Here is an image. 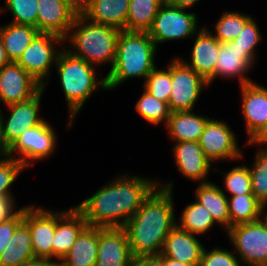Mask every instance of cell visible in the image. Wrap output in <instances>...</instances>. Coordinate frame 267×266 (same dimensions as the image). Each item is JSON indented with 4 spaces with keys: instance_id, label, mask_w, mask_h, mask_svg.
I'll use <instances>...</instances> for the list:
<instances>
[{
    "instance_id": "26",
    "label": "cell",
    "mask_w": 267,
    "mask_h": 266,
    "mask_svg": "<svg viewBox=\"0 0 267 266\" xmlns=\"http://www.w3.org/2000/svg\"><path fill=\"white\" fill-rule=\"evenodd\" d=\"M98 255V227L87 226L61 260L67 266H95Z\"/></svg>"
},
{
    "instance_id": "22",
    "label": "cell",
    "mask_w": 267,
    "mask_h": 266,
    "mask_svg": "<svg viewBox=\"0 0 267 266\" xmlns=\"http://www.w3.org/2000/svg\"><path fill=\"white\" fill-rule=\"evenodd\" d=\"M204 246L192 233L177 225L167 235L161 255L193 266H200Z\"/></svg>"
},
{
    "instance_id": "41",
    "label": "cell",
    "mask_w": 267,
    "mask_h": 266,
    "mask_svg": "<svg viewBox=\"0 0 267 266\" xmlns=\"http://www.w3.org/2000/svg\"><path fill=\"white\" fill-rule=\"evenodd\" d=\"M24 206L7 220L0 222V258L16 228L23 222Z\"/></svg>"
},
{
    "instance_id": "11",
    "label": "cell",
    "mask_w": 267,
    "mask_h": 266,
    "mask_svg": "<svg viewBox=\"0 0 267 266\" xmlns=\"http://www.w3.org/2000/svg\"><path fill=\"white\" fill-rule=\"evenodd\" d=\"M198 143L212 163L223 160L235 161L243 157L235 132L223 120L210 118Z\"/></svg>"
},
{
    "instance_id": "25",
    "label": "cell",
    "mask_w": 267,
    "mask_h": 266,
    "mask_svg": "<svg viewBox=\"0 0 267 266\" xmlns=\"http://www.w3.org/2000/svg\"><path fill=\"white\" fill-rule=\"evenodd\" d=\"M195 199L210 212L216 224L225 227L226 232L230 229L228 196L220 186L211 181L198 183Z\"/></svg>"
},
{
    "instance_id": "31",
    "label": "cell",
    "mask_w": 267,
    "mask_h": 266,
    "mask_svg": "<svg viewBox=\"0 0 267 266\" xmlns=\"http://www.w3.org/2000/svg\"><path fill=\"white\" fill-rule=\"evenodd\" d=\"M181 214V222L176 221V225L196 236L208 232L216 225L210 212L196 201L183 208Z\"/></svg>"
},
{
    "instance_id": "43",
    "label": "cell",
    "mask_w": 267,
    "mask_h": 266,
    "mask_svg": "<svg viewBox=\"0 0 267 266\" xmlns=\"http://www.w3.org/2000/svg\"><path fill=\"white\" fill-rule=\"evenodd\" d=\"M14 200V197H0V222L7 220L19 210Z\"/></svg>"
},
{
    "instance_id": "45",
    "label": "cell",
    "mask_w": 267,
    "mask_h": 266,
    "mask_svg": "<svg viewBox=\"0 0 267 266\" xmlns=\"http://www.w3.org/2000/svg\"><path fill=\"white\" fill-rule=\"evenodd\" d=\"M247 147L249 145H267V124L266 126L251 140V141H246L245 143Z\"/></svg>"
},
{
    "instance_id": "3",
    "label": "cell",
    "mask_w": 267,
    "mask_h": 266,
    "mask_svg": "<svg viewBox=\"0 0 267 266\" xmlns=\"http://www.w3.org/2000/svg\"><path fill=\"white\" fill-rule=\"evenodd\" d=\"M157 47L148 32L120 31L115 60L105 75L107 90H113L123 82L143 78L156 68Z\"/></svg>"
},
{
    "instance_id": "8",
    "label": "cell",
    "mask_w": 267,
    "mask_h": 266,
    "mask_svg": "<svg viewBox=\"0 0 267 266\" xmlns=\"http://www.w3.org/2000/svg\"><path fill=\"white\" fill-rule=\"evenodd\" d=\"M235 253L246 266H267V226L258 220L232 226L227 231Z\"/></svg>"
},
{
    "instance_id": "9",
    "label": "cell",
    "mask_w": 267,
    "mask_h": 266,
    "mask_svg": "<svg viewBox=\"0 0 267 266\" xmlns=\"http://www.w3.org/2000/svg\"><path fill=\"white\" fill-rule=\"evenodd\" d=\"M57 141L56 132L44 119L39 125L23 131L10 147L9 157L20 161L27 169L34 165L36 160L51 156L56 149Z\"/></svg>"
},
{
    "instance_id": "18",
    "label": "cell",
    "mask_w": 267,
    "mask_h": 266,
    "mask_svg": "<svg viewBox=\"0 0 267 266\" xmlns=\"http://www.w3.org/2000/svg\"><path fill=\"white\" fill-rule=\"evenodd\" d=\"M132 256L123 228L98 227V255L95 266H128Z\"/></svg>"
},
{
    "instance_id": "46",
    "label": "cell",
    "mask_w": 267,
    "mask_h": 266,
    "mask_svg": "<svg viewBox=\"0 0 267 266\" xmlns=\"http://www.w3.org/2000/svg\"><path fill=\"white\" fill-rule=\"evenodd\" d=\"M54 260L47 258L35 257L33 259L27 260L20 266H51Z\"/></svg>"
},
{
    "instance_id": "51",
    "label": "cell",
    "mask_w": 267,
    "mask_h": 266,
    "mask_svg": "<svg viewBox=\"0 0 267 266\" xmlns=\"http://www.w3.org/2000/svg\"><path fill=\"white\" fill-rule=\"evenodd\" d=\"M260 219L267 226V203L263 204L262 207H261Z\"/></svg>"
},
{
    "instance_id": "21",
    "label": "cell",
    "mask_w": 267,
    "mask_h": 266,
    "mask_svg": "<svg viewBox=\"0 0 267 266\" xmlns=\"http://www.w3.org/2000/svg\"><path fill=\"white\" fill-rule=\"evenodd\" d=\"M194 44L190 51V60L178 58L197 74L208 80L214 74V68L219 54L221 42L216 39L212 31L207 27L201 29L195 34Z\"/></svg>"
},
{
    "instance_id": "16",
    "label": "cell",
    "mask_w": 267,
    "mask_h": 266,
    "mask_svg": "<svg viewBox=\"0 0 267 266\" xmlns=\"http://www.w3.org/2000/svg\"><path fill=\"white\" fill-rule=\"evenodd\" d=\"M239 88L247 141H251L267 124V87L254 81Z\"/></svg>"
},
{
    "instance_id": "29",
    "label": "cell",
    "mask_w": 267,
    "mask_h": 266,
    "mask_svg": "<svg viewBox=\"0 0 267 266\" xmlns=\"http://www.w3.org/2000/svg\"><path fill=\"white\" fill-rule=\"evenodd\" d=\"M164 0H130L124 31L148 32Z\"/></svg>"
},
{
    "instance_id": "38",
    "label": "cell",
    "mask_w": 267,
    "mask_h": 266,
    "mask_svg": "<svg viewBox=\"0 0 267 266\" xmlns=\"http://www.w3.org/2000/svg\"><path fill=\"white\" fill-rule=\"evenodd\" d=\"M24 169V165L14 158H0V197H14L10 187Z\"/></svg>"
},
{
    "instance_id": "49",
    "label": "cell",
    "mask_w": 267,
    "mask_h": 266,
    "mask_svg": "<svg viewBox=\"0 0 267 266\" xmlns=\"http://www.w3.org/2000/svg\"><path fill=\"white\" fill-rule=\"evenodd\" d=\"M3 10H5L3 7H0V13L4 12ZM11 61L7 56L6 50L4 48V45L0 39V68H2L5 65L10 64Z\"/></svg>"
},
{
    "instance_id": "7",
    "label": "cell",
    "mask_w": 267,
    "mask_h": 266,
    "mask_svg": "<svg viewBox=\"0 0 267 266\" xmlns=\"http://www.w3.org/2000/svg\"><path fill=\"white\" fill-rule=\"evenodd\" d=\"M63 41L57 35L38 33L16 63L45 89L51 76V68L55 66L58 54L62 50L57 48V44H63Z\"/></svg>"
},
{
    "instance_id": "15",
    "label": "cell",
    "mask_w": 267,
    "mask_h": 266,
    "mask_svg": "<svg viewBox=\"0 0 267 266\" xmlns=\"http://www.w3.org/2000/svg\"><path fill=\"white\" fill-rule=\"evenodd\" d=\"M255 59L246 51L236 47L232 41L221 43L214 74L207 80L209 85L215 78L239 79V85L254 82L245 74L252 69Z\"/></svg>"
},
{
    "instance_id": "52",
    "label": "cell",
    "mask_w": 267,
    "mask_h": 266,
    "mask_svg": "<svg viewBox=\"0 0 267 266\" xmlns=\"http://www.w3.org/2000/svg\"><path fill=\"white\" fill-rule=\"evenodd\" d=\"M51 266H67L61 260L56 261L54 260Z\"/></svg>"
},
{
    "instance_id": "14",
    "label": "cell",
    "mask_w": 267,
    "mask_h": 266,
    "mask_svg": "<svg viewBox=\"0 0 267 266\" xmlns=\"http://www.w3.org/2000/svg\"><path fill=\"white\" fill-rule=\"evenodd\" d=\"M42 88L38 81L15 62L0 68V101L5 106L29 100Z\"/></svg>"
},
{
    "instance_id": "50",
    "label": "cell",
    "mask_w": 267,
    "mask_h": 266,
    "mask_svg": "<svg viewBox=\"0 0 267 266\" xmlns=\"http://www.w3.org/2000/svg\"><path fill=\"white\" fill-rule=\"evenodd\" d=\"M164 266H193V265L164 257Z\"/></svg>"
},
{
    "instance_id": "39",
    "label": "cell",
    "mask_w": 267,
    "mask_h": 266,
    "mask_svg": "<svg viewBox=\"0 0 267 266\" xmlns=\"http://www.w3.org/2000/svg\"><path fill=\"white\" fill-rule=\"evenodd\" d=\"M262 39L256 20L252 17L243 27L242 31L232 41L241 50L248 52L256 59V48Z\"/></svg>"
},
{
    "instance_id": "36",
    "label": "cell",
    "mask_w": 267,
    "mask_h": 266,
    "mask_svg": "<svg viewBox=\"0 0 267 266\" xmlns=\"http://www.w3.org/2000/svg\"><path fill=\"white\" fill-rule=\"evenodd\" d=\"M224 174V186L225 191L232 196L253 194L251 185V176L249 172V167L242 163V165L234 166L228 172H221Z\"/></svg>"
},
{
    "instance_id": "27",
    "label": "cell",
    "mask_w": 267,
    "mask_h": 266,
    "mask_svg": "<svg viewBox=\"0 0 267 266\" xmlns=\"http://www.w3.org/2000/svg\"><path fill=\"white\" fill-rule=\"evenodd\" d=\"M38 29L29 25L7 23L0 25V39L11 62H17L25 49L30 45Z\"/></svg>"
},
{
    "instance_id": "6",
    "label": "cell",
    "mask_w": 267,
    "mask_h": 266,
    "mask_svg": "<svg viewBox=\"0 0 267 266\" xmlns=\"http://www.w3.org/2000/svg\"><path fill=\"white\" fill-rule=\"evenodd\" d=\"M187 11L186 8L175 7L165 2L159 7L152 27L148 30L156 47L166 41L194 37L201 29L197 27V14Z\"/></svg>"
},
{
    "instance_id": "28",
    "label": "cell",
    "mask_w": 267,
    "mask_h": 266,
    "mask_svg": "<svg viewBox=\"0 0 267 266\" xmlns=\"http://www.w3.org/2000/svg\"><path fill=\"white\" fill-rule=\"evenodd\" d=\"M35 258L28 227L22 222L14 231L0 258V266H20Z\"/></svg>"
},
{
    "instance_id": "19",
    "label": "cell",
    "mask_w": 267,
    "mask_h": 266,
    "mask_svg": "<svg viewBox=\"0 0 267 266\" xmlns=\"http://www.w3.org/2000/svg\"><path fill=\"white\" fill-rule=\"evenodd\" d=\"M37 29L65 38L74 23L77 13L63 0H37Z\"/></svg>"
},
{
    "instance_id": "30",
    "label": "cell",
    "mask_w": 267,
    "mask_h": 266,
    "mask_svg": "<svg viewBox=\"0 0 267 266\" xmlns=\"http://www.w3.org/2000/svg\"><path fill=\"white\" fill-rule=\"evenodd\" d=\"M262 204L253 194L228 197L230 228L260 220Z\"/></svg>"
},
{
    "instance_id": "17",
    "label": "cell",
    "mask_w": 267,
    "mask_h": 266,
    "mask_svg": "<svg viewBox=\"0 0 267 266\" xmlns=\"http://www.w3.org/2000/svg\"><path fill=\"white\" fill-rule=\"evenodd\" d=\"M173 151L174 163L183 177L199 183L210 182L207 176L212 162L206 157L198 142H175Z\"/></svg>"
},
{
    "instance_id": "34",
    "label": "cell",
    "mask_w": 267,
    "mask_h": 266,
    "mask_svg": "<svg viewBox=\"0 0 267 266\" xmlns=\"http://www.w3.org/2000/svg\"><path fill=\"white\" fill-rule=\"evenodd\" d=\"M267 147V146H266ZM259 145L252 166H249L252 193L263 205L267 203V148Z\"/></svg>"
},
{
    "instance_id": "44",
    "label": "cell",
    "mask_w": 267,
    "mask_h": 266,
    "mask_svg": "<svg viewBox=\"0 0 267 266\" xmlns=\"http://www.w3.org/2000/svg\"><path fill=\"white\" fill-rule=\"evenodd\" d=\"M73 11L81 15L87 8L90 0H63Z\"/></svg>"
},
{
    "instance_id": "13",
    "label": "cell",
    "mask_w": 267,
    "mask_h": 266,
    "mask_svg": "<svg viewBox=\"0 0 267 266\" xmlns=\"http://www.w3.org/2000/svg\"><path fill=\"white\" fill-rule=\"evenodd\" d=\"M43 93L44 88L29 100L6 106L10 112L8 117L3 116L1 109L3 136L9 147L17 141L23 131L39 125L44 120L38 115Z\"/></svg>"
},
{
    "instance_id": "48",
    "label": "cell",
    "mask_w": 267,
    "mask_h": 266,
    "mask_svg": "<svg viewBox=\"0 0 267 266\" xmlns=\"http://www.w3.org/2000/svg\"><path fill=\"white\" fill-rule=\"evenodd\" d=\"M9 149L10 147L7 145L3 136L2 122H1V108H0V158L8 157Z\"/></svg>"
},
{
    "instance_id": "10",
    "label": "cell",
    "mask_w": 267,
    "mask_h": 266,
    "mask_svg": "<svg viewBox=\"0 0 267 266\" xmlns=\"http://www.w3.org/2000/svg\"><path fill=\"white\" fill-rule=\"evenodd\" d=\"M171 81L168 102L171 112L194 110L201 93L210 86L205 78L187 67L178 57L171 60Z\"/></svg>"
},
{
    "instance_id": "12",
    "label": "cell",
    "mask_w": 267,
    "mask_h": 266,
    "mask_svg": "<svg viewBox=\"0 0 267 266\" xmlns=\"http://www.w3.org/2000/svg\"><path fill=\"white\" fill-rule=\"evenodd\" d=\"M23 223L28 227L35 257L52 259V240L56 227V211L34 205L24 206Z\"/></svg>"
},
{
    "instance_id": "37",
    "label": "cell",
    "mask_w": 267,
    "mask_h": 266,
    "mask_svg": "<svg viewBox=\"0 0 267 266\" xmlns=\"http://www.w3.org/2000/svg\"><path fill=\"white\" fill-rule=\"evenodd\" d=\"M13 20L10 23L37 28V0H3Z\"/></svg>"
},
{
    "instance_id": "23",
    "label": "cell",
    "mask_w": 267,
    "mask_h": 266,
    "mask_svg": "<svg viewBox=\"0 0 267 266\" xmlns=\"http://www.w3.org/2000/svg\"><path fill=\"white\" fill-rule=\"evenodd\" d=\"M130 0H90L81 14L87 20L125 30Z\"/></svg>"
},
{
    "instance_id": "1",
    "label": "cell",
    "mask_w": 267,
    "mask_h": 266,
    "mask_svg": "<svg viewBox=\"0 0 267 266\" xmlns=\"http://www.w3.org/2000/svg\"><path fill=\"white\" fill-rule=\"evenodd\" d=\"M157 186L158 179L118 174L75 208L88 226L123 228Z\"/></svg>"
},
{
    "instance_id": "35",
    "label": "cell",
    "mask_w": 267,
    "mask_h": 266,
    "mask_svg": "<svg viewBox=\"0 0 267 266\" xmlns=\"http://www.w3.org/2000/svg\"><path fill=\"white\" fill-rule=\"evenodd\" d=\"M171 61L167 69L156 68L147 76L143 88L160 101L169 102L171 95Z\"/></svg>"
},
{
    "instance_id": "2",
    "label": "cell",
    "mask_w": 267,
    "mask_h": 266,
    "mask_svg": "<svg viewBox=\"0 0 267 266\" xmlns=\"http://www.w3.org/2000/svg\"><path fill=\"white\" fill-rule=\"evenodd\" d=\"M160 182L123 226L133 256L159 255L167 235L176 226L173 183Z\"/></svg>"
},
{
    "instance_id": "47",
    "label": "cell",
    "mask_w": 267,
    "mask_h": 266,
    "mask_svg": "<svg viewBox=\"0 0 267 266\" xmlns=\"http://www.w3.org/2000/svg\"><path fill=\"white\" fill-rule=\"evenodd\" d=\"M199 1L200 0H164V2L169 5L186 9H189L194 4H197V2Z\"/></svg>"
},
{
    "instance_id": "32",
    "label": "cell",
    "mask_w": 267,
    "mask_h": 266,
    "mask_svg": "<svg viewBox=\"0 0 267 266\" xmlns=\"http://www.w3.org/2000/svg\"><path fill=\"white\" fill-rule=\"evenodd\" d=\"M141 97L135 104V110L146 122L151 125L167 124L171 110L169 104L152 96L147 90H143Z\"/></svg>"
},
{
    "instance_id": "42",
    "label": "cell",
    "mask_w": 267,
    "mask_h": 266,
    "mask_svg": "<svg viewBox=\"0 0 267 266\" xmlns=\"http://www.w3.org/2000/svg\"><path fill=\"white\" fill-rule=\"evenodd\" d=\"M128 266H164V257L161 254L132 256Z\"/></svg>"
},
{
    "instance_id": "40",
    "label": "cell",
    "mask_w": 267,
    "mask_h": 266,
    "mask_svg": "<svg viewBox=\"0 0 267 266\" xmlns=\"http://www.w3.org/2000/svg\"><path fill=\"white\" fill-rule=\"evenodd\" d=\"M200 266H242L240 259L232 251L214 246L211 251L204 247Z\"/></svg>"
},
{
    "instance_id": "5",
    "label": "cell",
    "mask_w": 267,
    "mask_h": 266,
    "mask_svg": "<svg viewBox=\"0 0 267 266\" xmlns=\"http://www.w3.org/2000/svg\"><path fill=\"white\" fill-rule=\"evenodd\" d=\"M120 31L118 28L97 24L77 15L63 39L64 43H70V47L67 48L66 45L64 48L71 55L82 58L95 67L107 63L112 67Z\"/></svg>"
},
{
    "instance_id": "20",
    "label": "cell",
    "mask_w": 267,
    "mask_h": 266,
    "mask_svg": "<svg viewBox=\"0 0 267 266\" xmlns=\"http://www.w3.org/2000/svg\"><path fill=\"white\" fill-rule=\"evenodd\" d=\"M88 226L75 208L56 211V227L52 240V259L59 261L68 253L79 234ZM55 259H54V258Z\"/></svg>"
},
{
    "instance_id": "4",
    "label": "cell",
    "mask_w": 267,
    "mask_h": 266,
    "mask_svg": "<svg viewBox=\"0 0 267 266\" xmlns=\"http://www.w3.org/2000/svg\"><path fill=\"white\" fill-rule=\"evenodd\" d=\"M55 68L68 108V130L84 104L96 90H107L106 77L99 79L94 65L71 55L62 47Z\"/></svg>"
},
{
    "instance_id": "33",
    "label": "cell",
    "mask_w": 267,
    "mask_h": 266,
    "mask_svg": "<svg viewBox=\"0 0 267 266\" xmlns=\"http://www.w3.org/2000/svg\"><path fill=\"white\" fill-rule=\"evenodd\" d=\"M251 18V15L243 12L224 11L214 25L215 31L212 34L221 43L233 41Z\"/></svg>"
},
{
    "instance_id": "24",
    "label": "cell",
    "mask_w": 267,
    "mask_h": 266,
    "mask_svg": "<svg viewBox=\"0 0 267 266\" xmlns=\"http://www.w3.org/2000/svg\"><path fill=\"white\" fill-rule=\"evenodd\" d=\"M210 117L196 114L193 110L171 112L165 128L173 142H198Z\"/></svg>"
}]
</instances>
